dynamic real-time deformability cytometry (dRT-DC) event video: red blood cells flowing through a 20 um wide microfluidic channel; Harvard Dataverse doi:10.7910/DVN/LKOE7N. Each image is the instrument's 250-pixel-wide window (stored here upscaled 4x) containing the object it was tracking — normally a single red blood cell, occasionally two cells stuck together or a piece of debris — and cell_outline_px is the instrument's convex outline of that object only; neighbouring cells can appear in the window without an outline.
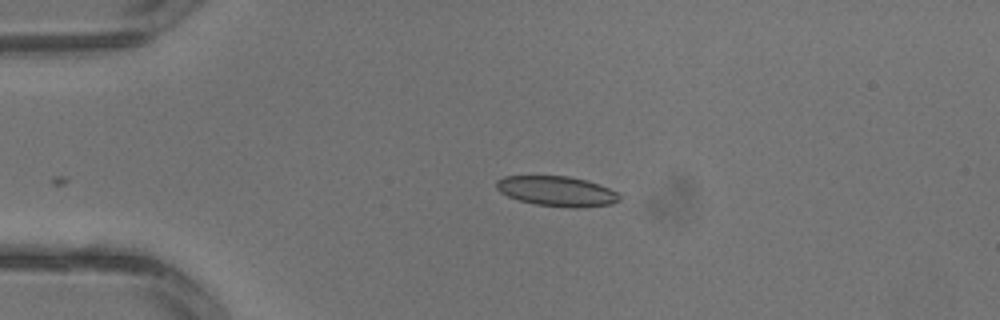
{"species": "common noctule bat (a hibernating species)", "species_latin": "Nyctalus noctula", "temperature_condition": "warm", "stored_images_in_passage": 3, "camera_frame_rate_fps": 3000, "um_per_image_px": 0.085, "animal": {"sex": "male", "body_mass_g": 13.3}, "frame": {"image": 1, "passage_image": 3, "time_ms": 0.667, "image_size_px": [1000, 320], "cell_outline_px": [[620, 200], [612, 204], [580, 208], [576, 208], [536, 204], [520, 200], [508, 196], [500, 192], [496, 188], [496, 180], [504, 176], [568, 176], [588, 180], [620, 192]], "centroid_in_image_um": [47.38, 16.25], "position_along_channel_um": 37.6, "area_um2": 21.68}}